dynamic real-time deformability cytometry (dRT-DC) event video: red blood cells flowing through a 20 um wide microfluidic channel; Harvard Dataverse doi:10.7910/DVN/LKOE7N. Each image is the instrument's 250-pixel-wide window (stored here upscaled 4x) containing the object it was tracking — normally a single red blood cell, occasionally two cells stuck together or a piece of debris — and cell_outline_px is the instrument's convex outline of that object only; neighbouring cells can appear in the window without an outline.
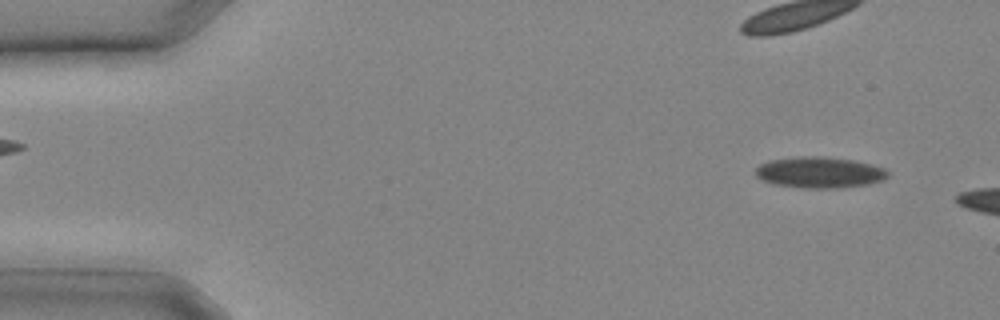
{"species": "common noctule bat (a hibernating species)", "species_latin": "Nyctalus noctula", "temperature_condition": "cold", "stored_images_in_passage": 4, "camera_frame_rate_fps": 3000, "um_per_image_px": 0.085, "animal": {"sex": "male", "body_mass_g": 20.4}, "frame": {"image": 1, "passage_image": 1, "time_ms": 0.0, "image_size_px": [1000, 320], "cell_outline_px": [[888, 176], [884, 180], [868, 184], [840, 188], [804, 188], [772, 184], [756, 176], [756, 168], [760, 164], [768, 160], [800, 156], [820, 156], [852, 160], [872, 164], [884, 168], [888, 172]], "centroid_in_image_um": [69.66, 14.65], "position_along_channel_um": 15.3, "area_um2": 24.04}}